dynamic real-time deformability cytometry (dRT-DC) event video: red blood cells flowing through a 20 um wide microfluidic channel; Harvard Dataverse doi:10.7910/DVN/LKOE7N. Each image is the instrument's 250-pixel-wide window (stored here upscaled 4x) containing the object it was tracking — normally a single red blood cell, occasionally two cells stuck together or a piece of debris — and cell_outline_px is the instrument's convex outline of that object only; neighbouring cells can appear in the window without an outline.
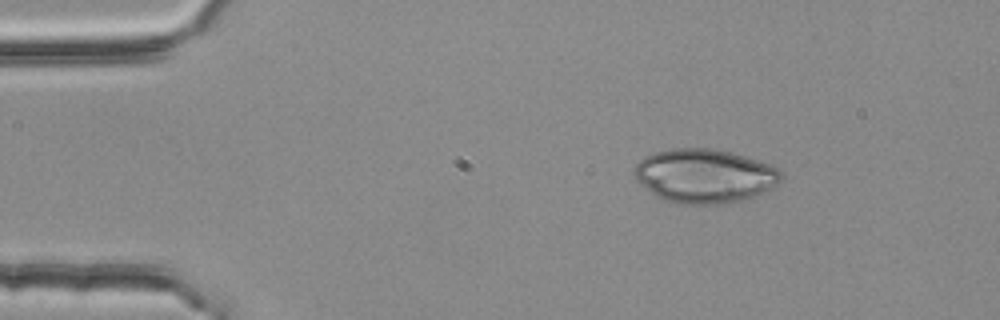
{"species": "common noctule bat (a hibernating species)", "species_latin": "Nyctalus noctula", "temperature_condition": "room temperature", "stored_images_in_passage": 2, "camera_frame_rate_fps": 3000, "um_per_image_px": 0.085, "animal": {"sex": "female", "body_mass_g": 25.1}, "frame": {"image": 1, "passage_image": 1, "time_ms": 0.0, "image_size_px": [1000, 320], "cell_outline_px": [[784, 176], [776, 184], [752, 196], [740, 200], [724, 204], [676, 204], [664, 200], [656, 196], [632, 172], [636, 164], [644, 156], [656, 152], [672, 148], [712, 148], [732, 152], [768, 164], [784, 172]], "centroid_in_image_um": [59.88, 14.94], "position_along_channel_um": 25.1, "area_um2": 45.72}}